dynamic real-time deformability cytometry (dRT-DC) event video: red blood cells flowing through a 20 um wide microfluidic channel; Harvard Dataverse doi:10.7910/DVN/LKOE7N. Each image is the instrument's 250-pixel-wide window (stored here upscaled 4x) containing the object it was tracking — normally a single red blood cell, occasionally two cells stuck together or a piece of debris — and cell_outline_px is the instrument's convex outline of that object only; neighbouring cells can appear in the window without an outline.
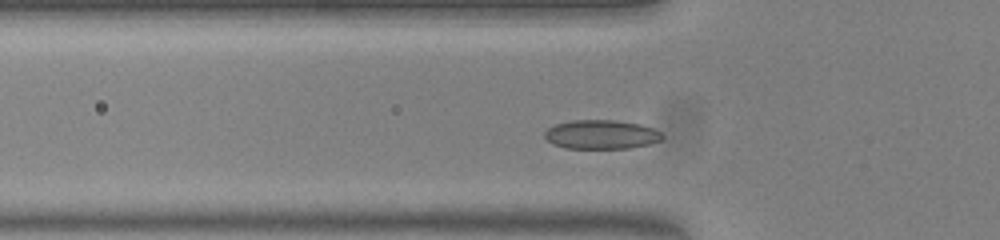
{"species": "common noctule bat (a hibernating species)", "species_latin": "Nyctalus noctula", "temperature_condition": "warm", "stored_images_in_passage": 39, "camera_frame_rate_fps": 3000, "um_per_image_px": 0.085, "animal": {"sex": "female", "body_mass_g": 23.0, "forearm_length_mm": 53.4}, "frame": {"image": 1, "passage_image": 2, "time_ms": 0.333, "image_size_px": [1000, 240], "cell_outline_px": [[664, 136], [660, 140], [648, 144], [628, 148], [564, 148], [552, 144], [544, 136], [544, 132], [548, 128], [556, 124], [572, 120], [612, 120], [640, 124], [652, 128], [660, 132]], "centroid_in_image_um": [51.08, 11.43], "position_along_channel_um": 74.7, "area_um2": 19.77}}
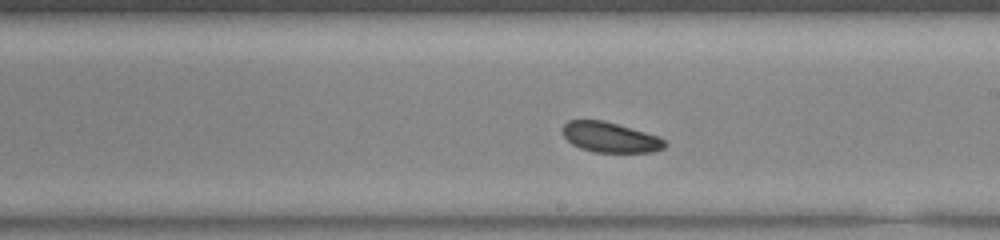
{"frame": {"image": 2, "passage_image": 15, "time_ms": 4.667, "image_size_px": [1000, 240], "cell_outline_px": [[668, 144], [664, 148], [652, 152], [592, 152], [580, 148], [572, 144], [564, 136], [564, 124], [568, 120], [604, 120], [660, 136]], "centroid_in_image_um": [51.9, 11.67], "position_along_channel_um": 237.1, "area_um2": 18.03}}
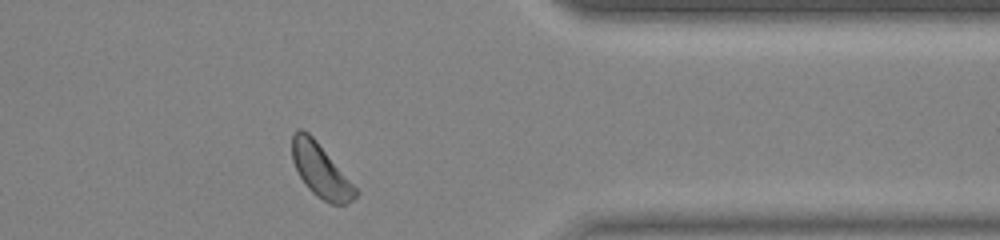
{"frame": {"image": 3, "passage_image": 28, "time_ms": 9.0, "image_size_px": [1000, 240], "cell_outline_px": [[360, 192], [352, 200], [344, 204], [328, 204], [316, 196], [308, 188], [300, 176], [292, 160], [292, 132], [296, 128], [300, 128], [308, 132], [316, 140]], "centroid_in_image_um": [27.24, 14.48], "position_along_channel_um": 384.2, "area_um2": 19.65}}